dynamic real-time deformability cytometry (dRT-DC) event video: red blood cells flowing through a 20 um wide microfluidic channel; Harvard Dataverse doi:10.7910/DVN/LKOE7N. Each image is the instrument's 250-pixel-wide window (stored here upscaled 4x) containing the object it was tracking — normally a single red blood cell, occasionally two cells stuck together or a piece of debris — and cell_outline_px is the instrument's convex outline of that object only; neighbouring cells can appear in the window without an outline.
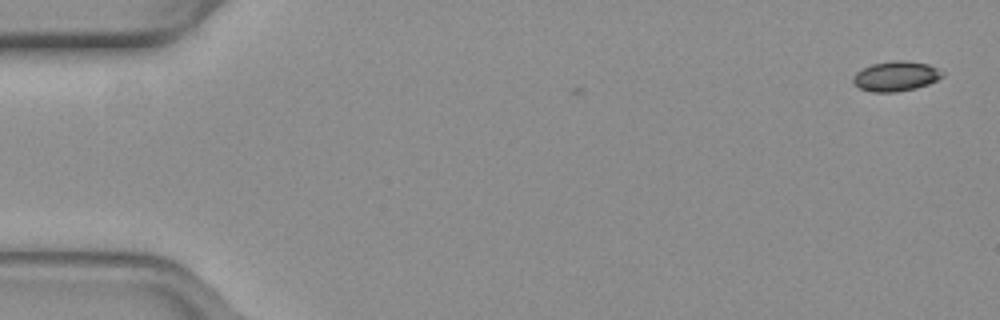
{"species": "common noctule bat (a hibernating species)", "species_latin": "Nyctalus noctula", "temperature_condition": "warm", "stored_images_in_passage": 4, "camera_frame_rate_fps": 3000, "um_per_image_px": 0.085, "animal": {"sex": "female", "body_mass_g": 19.3, "forearm_length_mm": 54.1}, "frame": {"image": 1, "passage_image": 4, "time_ms": 1.0, "image_size_px": [1000, 320], "cell_outline_px": [[944, 76], [928, 84], [916, 88], [896, 92], [872, 92], [860, 88], [852, 84], [852, 76], [856, 72], [872, 64], [892, 60], [904, 60], [928, 64], [944, 72]], "centroid_in_image_um": [76.13, 6.48], "position_along_channel_um": 8.9, "area_um2": 15.66}}